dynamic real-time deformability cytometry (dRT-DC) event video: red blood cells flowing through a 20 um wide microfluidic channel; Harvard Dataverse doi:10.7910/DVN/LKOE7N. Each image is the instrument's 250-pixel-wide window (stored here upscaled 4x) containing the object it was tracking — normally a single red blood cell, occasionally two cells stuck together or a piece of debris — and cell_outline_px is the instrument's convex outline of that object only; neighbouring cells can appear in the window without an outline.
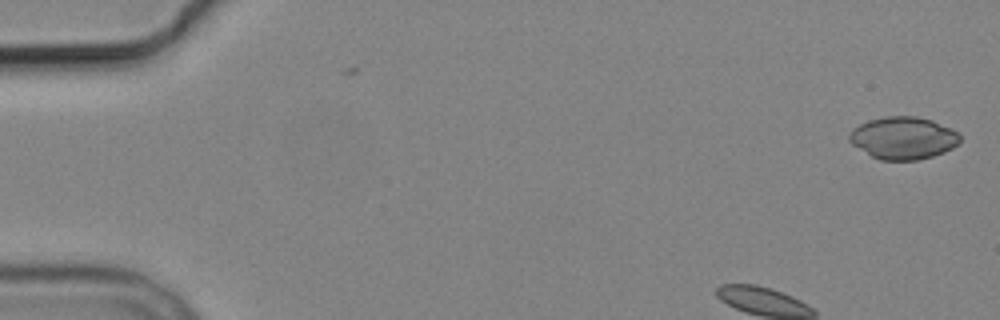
{"species": "common noctule bat (a hibernating species)", "species_latin": "Nyctalus noctula", "temperature_condition": "cold", "stored_images_in_passage": 4, "camera_frame_rate_fps": 3000, "um_per_image_px": 0.085, "animal": {"sex": "male", "body_mass_g": 19.2, "forearm_length_mm": 51.8}, "frame": {"image": 1, "passage_image": 1, "time_ms": 0.0, "image_size_px": [1000, 320], "cell_outline_px": [[960, 140], [952, 148], [944, 152], [932, 156], [916, 160], [880, 160], [872, 156], [852, 144], [848, 140], [848, 136], [860, 124], [868, 120], [884, 116], [916, 116], [932, 120], [952, 128], [960, 132]], "centroid_in_image_um": [76.8, 11.72], "position_along_channel_um": 8.2, "area_um2": 27.28}}
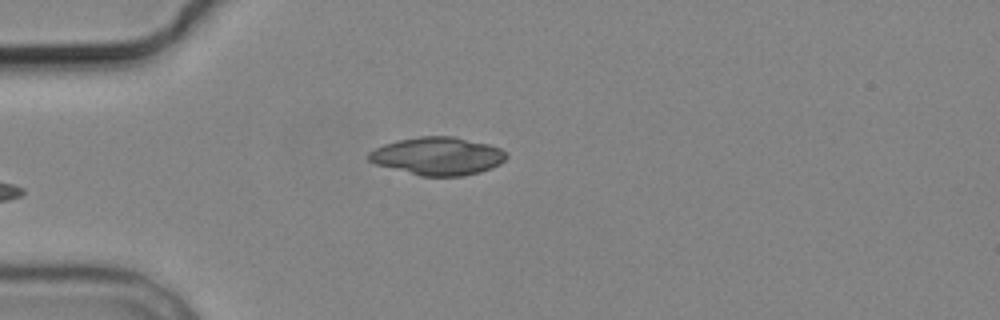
{"frame": {"image": 2, "passage_image": 4, "time_ms": 4.667, "image_size_px": [1000, 320], "cell_outline_px": [[508, 156], [500, 164], [492, 168], [480, 172], [464, 176], [420, 176], [376, 164], [368, 160], [368, 152], [384, 144], [396, 140], [420, 136], [452, 136], [488, 144], [500, 148]], "centroid_in_image_um": [37.2, 13.27], "position_along_channel_um": 47.8, "area_um2": 30.4}}